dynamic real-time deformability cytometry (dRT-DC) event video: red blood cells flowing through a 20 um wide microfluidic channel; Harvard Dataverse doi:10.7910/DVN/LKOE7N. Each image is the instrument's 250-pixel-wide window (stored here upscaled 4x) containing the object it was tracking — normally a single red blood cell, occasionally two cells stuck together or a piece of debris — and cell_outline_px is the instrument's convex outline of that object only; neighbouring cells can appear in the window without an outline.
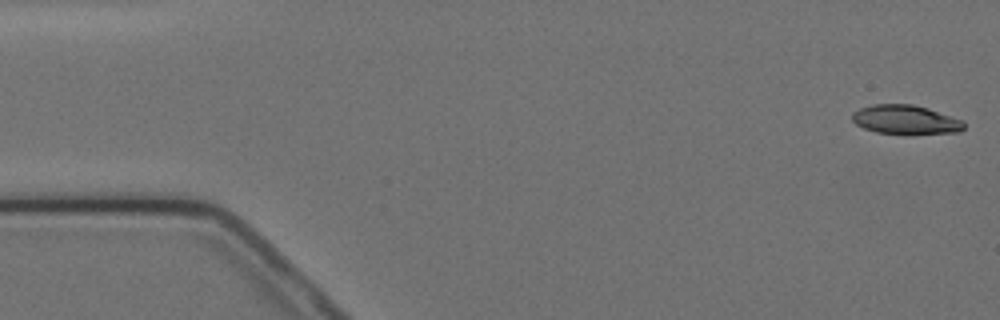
{"species": "Egyptian fruit bat (a non-hibernating species)", "species_latin": "Rousettus aegyptiacus", "temperature_condition": "cold", "stored_images_in_passage": 5, "camera_frame_rate_fps": 3000, "um_per_image_px": 0.085, "animal": {"sex": "female"}, "frame": {"image": 1, "passage_image": 1, "time_ms": 0.0, "image_size_px": [1000, 320], "cell_outline_px": [[964, 128], [960, 132], [912, 136], [908, 136], [876, 132], [864, 128], [856, 124], [852, 120], [852, 112], [860, 108], [872, 104], [912, 104], [928, 108], [964, 120]], "centroid_in_image_um": [77.01, 10.21], "position_along_channel_um": 8.0, "area_um2": 19.71}}
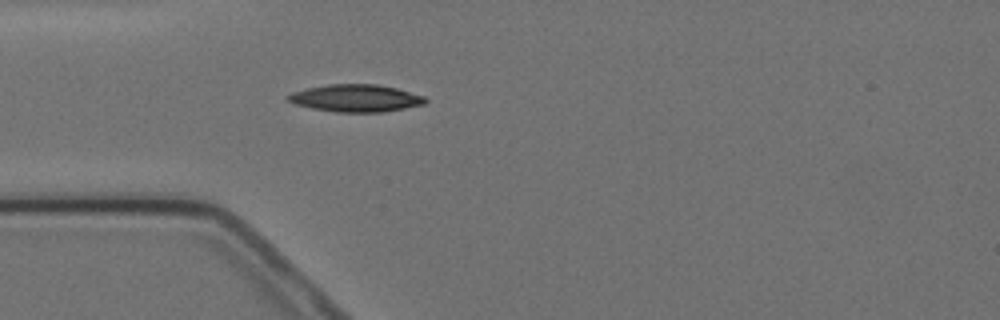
{"frame": {"image": 2, "passage_image": 5, "time_ms": 4.667, "image_size_px": [1000, 320], "cell_outline_px": [[428, 100], [424, 104], [384, 112], [336, 112], [312, 108], [296, 104], [288, 100], [284, 96], [292, 92], [308, 88], [328, 84], [376, 84], [396, 88], [424, 96]], "centroid_in_image_um": [30.23, 8.34], "position_along_channel_um": 54.8, "area_um2": 21.79}}